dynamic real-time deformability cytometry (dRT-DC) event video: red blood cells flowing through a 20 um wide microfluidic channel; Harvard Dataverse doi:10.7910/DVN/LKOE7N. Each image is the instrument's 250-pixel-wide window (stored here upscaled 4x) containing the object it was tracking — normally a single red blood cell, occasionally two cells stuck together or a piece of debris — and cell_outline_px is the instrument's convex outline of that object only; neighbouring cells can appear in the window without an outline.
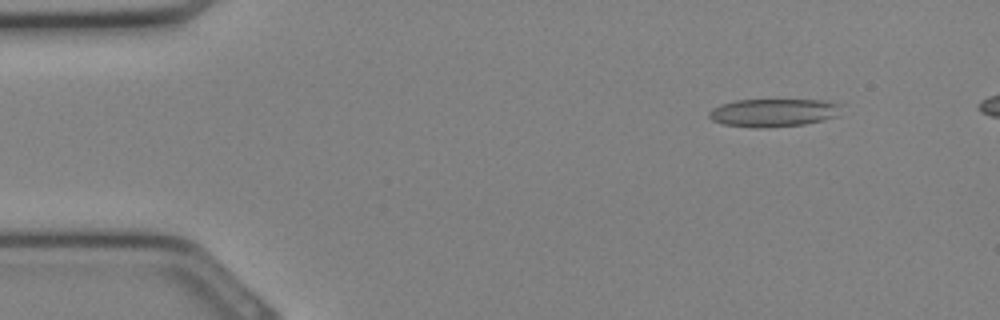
{"species": "Egyptian fruit bat (a non-hibernating species)", "species_latin": "Rousettus aegyptiacus", "temperature_condition": "cold", "stored_images_in_passage": 30, "camera_frame_rate_fps": 3000, "um_per_image_px": 0.085, "animal": {"sex": "female"}, "frame": {"image": 1, "passage_image": 2, "time_ms": 0.333, "image_size_px": [1000, 320], "cell_outline_px": [[844, 104], [836, 116], [804, 124], [764, 128], [752, 128], [724, 124], [712, 120], [708, 116], [708, 112], [712, 108], [720, 104], [736, 100], [824, 100]], "centroid_in_image_um": [65.72, 9.57], "position_along_channel_um": 19.3, "area_um2": 21.68}}
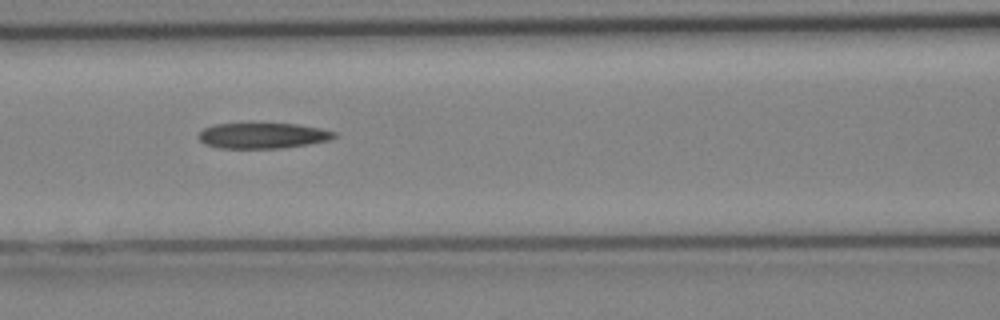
{"frame": {"image": 2, "passage_image": 12, "time_ms": 3.667, "image_size_px": [1000, 320], "cell_outline_px": [[336, 136], [328, 140], [308, 144], [284, 148], [220, 148], [204, 144], [196, 136], [204, 128], [216, 124], [296, 124], [320, 128], [336, 132]], "centroid_in_image_um": [22.31, 11.53], "position_along_channel_um": 144.3, "area_um2": 20.11}}
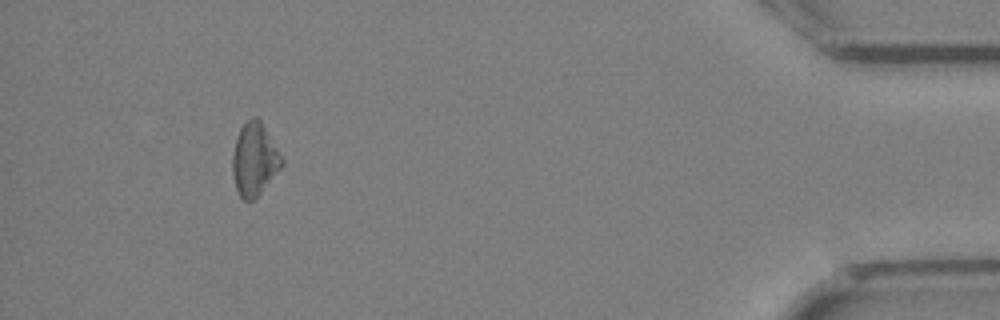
{"frame": {"image": 3, "passage_image": 28, "time_ms": 9.0, "image_size_px": [1000, 320], "cell_outline_px": [[284, 164], [260, 192], [252, 200], [244, 200], [240, 196], [236, 188], [232, 172], [232, 156], [236, 136], [240, 128], [252, 116], [256, 116], [260, 120], [280, 152], [284, 160]], "centroid_in_image_um": [21.62, 13.52], "position_along_channel_um": 413.6, "area_um2": 20.69}}